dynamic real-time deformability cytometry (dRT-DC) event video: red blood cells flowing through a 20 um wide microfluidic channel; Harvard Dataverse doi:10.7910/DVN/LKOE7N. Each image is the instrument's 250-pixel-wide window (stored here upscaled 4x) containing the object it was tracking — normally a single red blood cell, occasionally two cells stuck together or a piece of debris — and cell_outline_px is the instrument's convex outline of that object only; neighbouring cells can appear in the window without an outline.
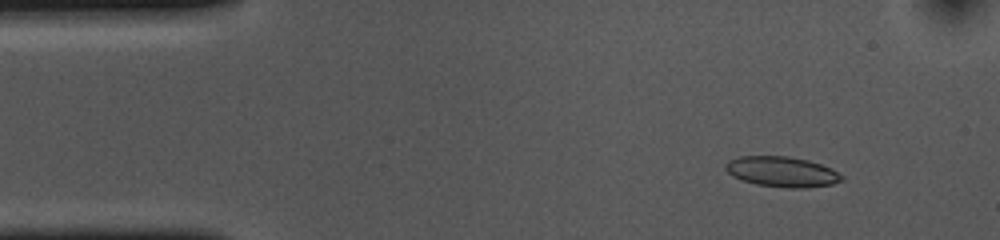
{"species": "common noctule bat (a hibernating species)", "species_latin": "Nyctalus noctula", "temperature_condition": "cold", "stored_images_in_passage": 49, "camera_frame_rate_fps": 3000, "um_per_image_px": 0.085, "animal": {"sex": "female", "body_mass_g": 10.0, "forearm_length_mm": 53.1}, "frame": {"image": 1, "passage_image": 1, "time_ms": 0.0, "image_size_px": [1000, 240], "cell_outline_px": [[844, 180], [832, 184], [804, 188], [792, 188], [756, 184], [732, 176], [724, 168], [724, 164], [728, 160], [740, 156], [788, 156], [808, 160], [832, 168], [844, 176]], "centroid_in_image_um": [66.48, 14.59], "position_along_channel_um": 18.5, "area_um2": 20.58}}
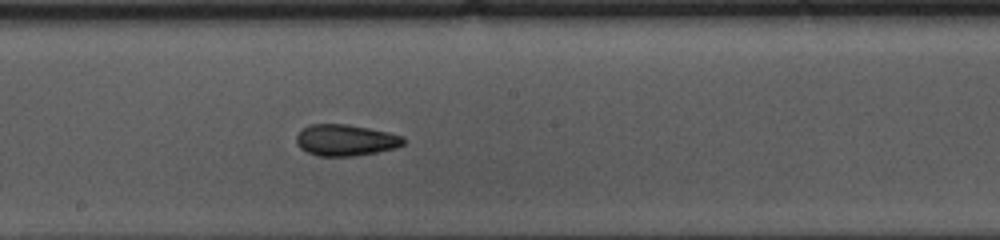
{"frame": {"image": 2, "passage_image": 23, "time_ms": 7.333, "image_size_px": [1000, 240], "cell_outline_px": [[404, 144], [396, 148], [356, 156], [316, 156], [300, 148], [296, 144], [296, 136], [300, 128], [308, 124], [348, 124], [388, 132], [404, 136]], "centroid_in_image_um": [29.34, 11.91], "position_along_channel_um": 218.9, "area_um2": 19.83}}
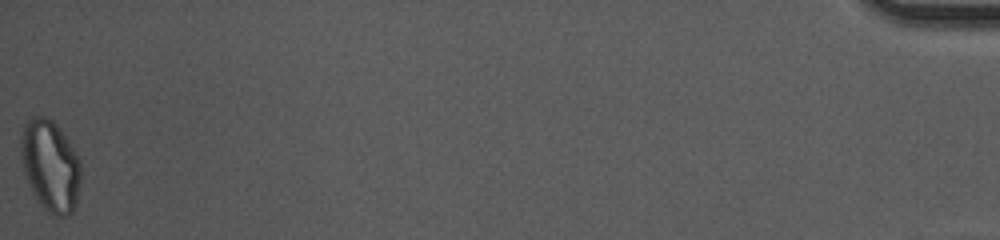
{"frame": {"image": 3, "passage_image": 49, "time_ms": 16.0, "image_size_px": [1000, 240], "cell_outline_px": [[80, 180], [76, 204], [72, 212], [68, 216], [52, 216], [44, 208], [32, 192], [24, 172], [20, 148], [20, 136], [24, 124], [32, 116], [44, 116], [52, 120], [56, 124], [68, 140], [80, 160]], "centroid_in_image_um": [4.27, 14.08], "position_along_channel_um": 430.9, "area_um2": 31.91}, "authors_computed_cell_mechanics": {"area_um2": 20.3456, "velocity_mm_per_s": 3.6616, "shape_relaxation_time_tau1_ms": null, "shape_relaxation_time_tau2_ms": 2.85, "deformation_change_tau1": null, "deformation_change_tau2": 0.0854}}